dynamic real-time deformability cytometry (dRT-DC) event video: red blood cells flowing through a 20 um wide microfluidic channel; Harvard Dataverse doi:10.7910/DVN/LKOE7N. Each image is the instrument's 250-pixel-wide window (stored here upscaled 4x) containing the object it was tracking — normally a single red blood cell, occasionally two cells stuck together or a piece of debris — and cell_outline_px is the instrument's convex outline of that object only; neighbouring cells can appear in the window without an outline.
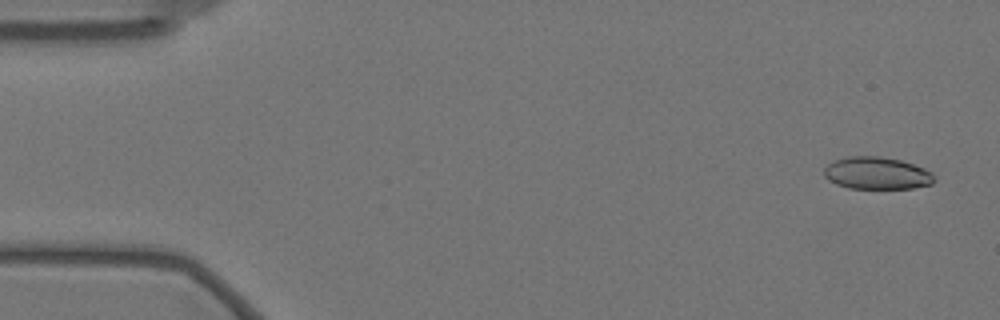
{"species": "Egyptian fruit bat (a non-hibernating species)", "species_latin": "Rousettus aegyptiacus", "temperature_condition": "warm", "stored_images_in_passage": 23, "camera_frame_rate_fps": 3000, "um_per_image_px": 0.085, "animal": {"sex": "female"}, "frame": {"image": 1, "passage_image": 3, "time_ms": 0.667, "image_size_px": [1000, 320], "cell_outline_px": [[936, 180], [932, 184], [912, 188], [848, 188], [836, 184], [828, 180], [824, 176], [824, 168], [828, 164], [836, 160], [848, 156], [880, 156], [900, 160], [924, 168], [932, 172], [936, 176]], "centroid_in_image_um": [74.55, 14.72], "position_along_channel_um": 10.5, "area_um2": 20.81}}
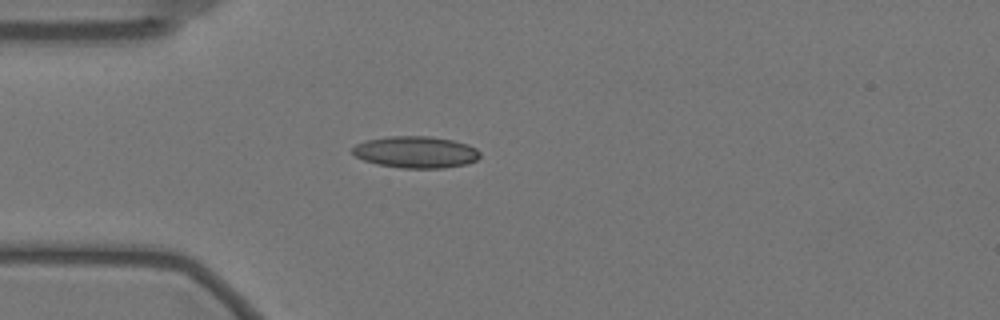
{"frame": {"image": 2, "passage_image": 16, "time_ms": 5.0, "image_size_px": [1000, 320], "cell_outline_px": [[480, 156], [476, 160], [468, 164], [444, 168], [400, 168], [376, 164], [364, 160], [356, 156], [352, 152], [352, 148], [356, 144], [364, 140], [388, 136], [428, 136], [452, 140], [468, 144], [476, 148], [480, 152]], "centroid_in_image_um": [35.34, 12.93], "position_along_channel_um": 49.7, "area_um2": 23.76}}
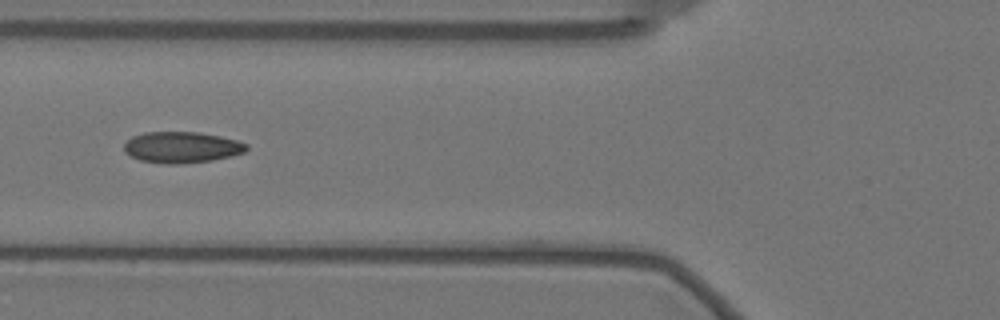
{"frame": {"image": 3, "passage_image": 22, "time_ms": 7.0, "image_size_px": [1000, 320], "cell_outline_px": [[248, 148], [244, 152], [232, 156], [212, 160], [180, 164], [168, 164], [140, 160], [124, 152], [124, 144], [132, 136], [144, 132], [200, 132], [220, 136], [236, 140], [248, 144]], "centroid_in_image_um": [15.45, 12.51], "position_along_channel_um": 110.3, "area_um2": 22.25}}